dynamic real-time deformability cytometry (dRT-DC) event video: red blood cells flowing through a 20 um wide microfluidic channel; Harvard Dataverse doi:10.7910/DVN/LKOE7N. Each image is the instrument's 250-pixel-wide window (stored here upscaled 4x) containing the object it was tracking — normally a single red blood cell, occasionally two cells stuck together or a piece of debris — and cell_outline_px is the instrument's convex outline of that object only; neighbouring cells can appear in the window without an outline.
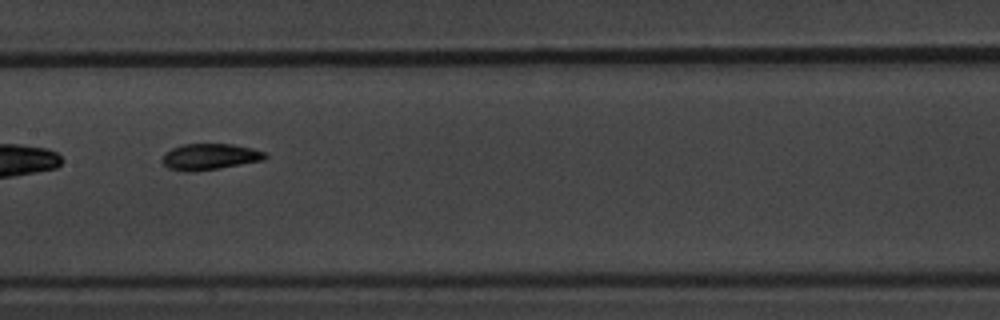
{"species": "common noctule bat (a hibernating species)", "species_latin": "Nyctalus noctula", "temperature_condition": "warm", "stored_images_in_passage": 5, "camera_frame_rate_fps": 3000, "um_per_image_px": 0.085, "animal": {"sex": "male", "body_mass_g": 20.1, "forearm_length_mm": 53.5}, "frame": {"image": 1, "passage_image": 4, "time_ms": 3.667, "image_size_px": [1000, 320], "cell_outline_px": [[268, 156], [264, 160], [220, 168], [192, 172], [184, 172], [168, 168], [160, 160], [164, 152], [172, 148], [184, 144], [232, 144], [252, 148], [264, 152]], "centroid_in_image_um": [17.79, 13.33], "position_along_channel_um": 189.6, "area_um2": 15.84}}